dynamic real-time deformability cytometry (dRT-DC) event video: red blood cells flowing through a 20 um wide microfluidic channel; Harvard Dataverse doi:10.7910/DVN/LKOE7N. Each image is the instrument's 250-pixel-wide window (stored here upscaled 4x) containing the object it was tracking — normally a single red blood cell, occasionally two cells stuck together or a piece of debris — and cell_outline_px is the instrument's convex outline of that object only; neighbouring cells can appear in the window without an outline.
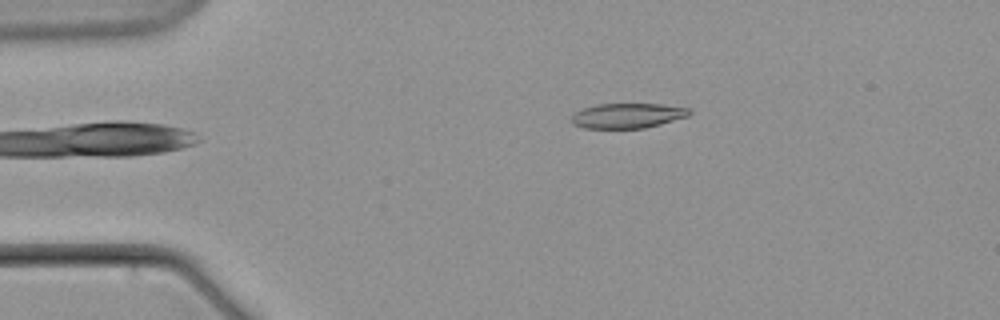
{"species": "common noctule bat (a hibernating species)", "species_latin": "Nyctalus noctula", "temperature_condition": "warm", "stored_images_in_passage": 5, "camera_frame_rate_fps": 3000, "um_per_image_px": 0.085, "animal": {"sex": "male", "body_mass_g": 21.5, "forearm_length_mm": 52.0}, "frame": {"image": 1, "passage_image": 5, "time_ms": 5.667, "image_size_px": [1000, 320], "cell_outline_px": [[692, 112], [688, 116], [660, 124], [644, 128], [584, 128], [572, 124], [572, 116], [576, 112], [584, 108], [596, 104], [660, 104], [688, 108]], "centroid_in_image_um": [53.33, 9.83], "position_along_channel_um": 31.7, "area_um2": 16.99}}